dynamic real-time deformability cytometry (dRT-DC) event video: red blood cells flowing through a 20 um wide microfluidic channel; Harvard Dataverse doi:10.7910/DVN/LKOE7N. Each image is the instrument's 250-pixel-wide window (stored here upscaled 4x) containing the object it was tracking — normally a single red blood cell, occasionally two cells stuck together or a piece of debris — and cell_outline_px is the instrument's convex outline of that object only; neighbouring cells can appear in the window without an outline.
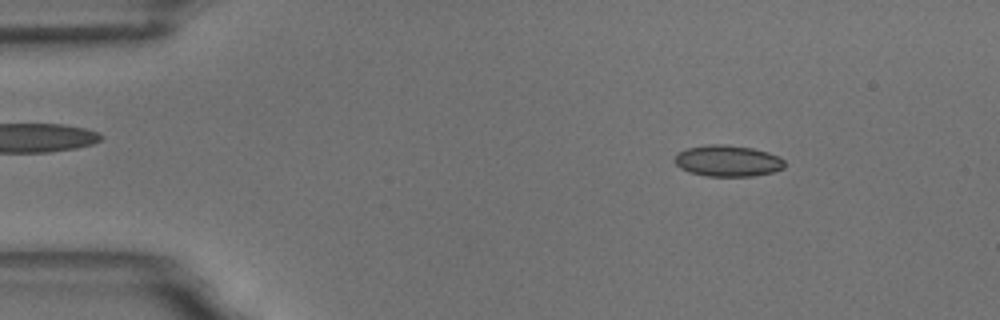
{"species": "common noctule bat (a hibernating species)", "species_latin": "Nyctalus noctula", "temperature_condition": "room temperature", "stored_images_in_passage": 54, "camera_frame_rate_fps": 3000, "um_per_image_px": 0.085, "animal": {"sex": "male", "body_mass_g": 18.8}, "frame": {"image": 1, "passage_image": 6, "time_ms": 1.667, "image_size_px": [1000, 320], "cell_outline_px": [[784, 168], [772, 172], [752, 176], [708, 176], [688, 172], [680, 168], [672, 160], [676, 152], [688, 148], [708, 144], [724, 144], [752, 148], [768, 152], [780, 156], [784, 160]], "centroid_in_image_um": [61.82, 13.67], "position_along_channel_um": 23.2, "area_um2": 20.23}}
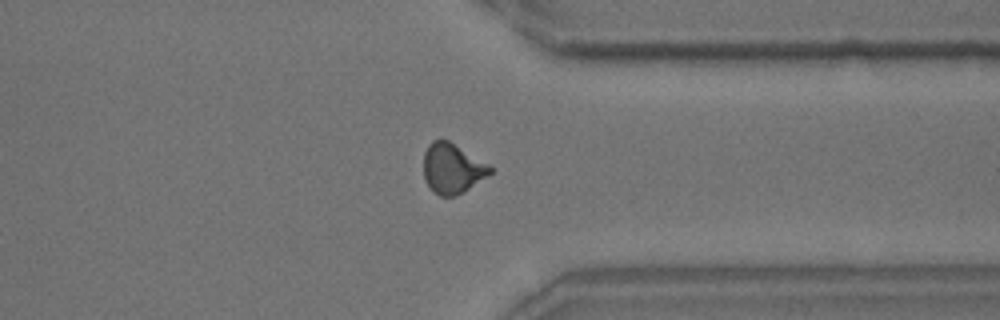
{"frame": {"image": 2, "passage_image": 41, "time_ms": 13.333, "image_size_px": [1000, 320], "cell_outline_px": [[492, 172], [488, 176], [456, 196], [440, 196], [432, 192], [424, 176], [424, 152], [428, 144], [432, 140], [440, 136], [448, 140], [488, 164], [492, 168]], "centroid_in_image_um": [38.42, 14.29], "position_along_channel_um": 373.0, "area_um2": 19.48}}
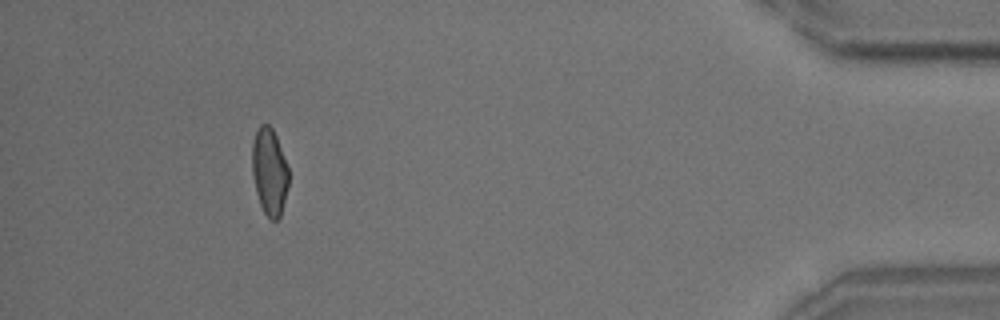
{"frame": {"image": 3, "passage_image": 49, "time_ms": 16.0, "image_size_px": [1000, 320], "cell_outline_px": [[288, 188], [280, 216], [276, 220], [272, 220], [264, 212], [260, 204], [256, 192], [252, 172], [252, 144], [256, 132], [260, 124], [268, 124], [272, 128], [276, 136], [288, 168]], "centroid_in_image_um": [22.89, 14.58], "position_along_channel_um": 412.3, "area_um2": 18.32}, "authors_computed_cell_mechanics": {"area_um2": 19.3052, "velocity_mm_per_s": 3.6419, "shape_relaxation_time_tau1_ms": null, "shape_relaxation_time_tau2_ms": 1.4425, "deformation_change_tau1": null, "deformation_change_tau2": 0.0521}}